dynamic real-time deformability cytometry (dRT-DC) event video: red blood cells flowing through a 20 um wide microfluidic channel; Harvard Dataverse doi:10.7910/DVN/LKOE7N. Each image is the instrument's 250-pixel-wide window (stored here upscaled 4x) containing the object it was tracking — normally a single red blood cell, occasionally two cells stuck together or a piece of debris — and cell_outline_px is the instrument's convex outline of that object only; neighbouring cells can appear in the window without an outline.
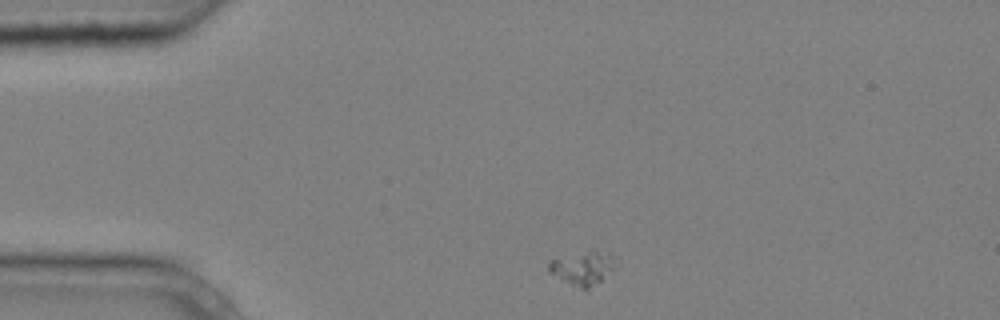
{"species": "common noctule bat (a hibernating species)", "species_latin": "Nyctalus noctula", "temperature_condition": "cold", "stored_images_in_passage": 6, "camera_frame_rate_fps": 3000, "um_per_image_px": 0.085, "animal": {"sex": "male", "body_mass_g": 20.4}, "frame": {"image": 1, "passage_image": 1, "time_ms": 0.0, "image_size_px": [1000, 320], "cell_outline_px": [[616, 268], [600, 280], [588, 288], [584, 288], [572, 284], [548, 272], [548, 260], [592, 248], [608, 252]], "centroid_in_image_um": [49.5, 22.71], "position_along_channel_um": 35.5, "area_um2": 12.95}}
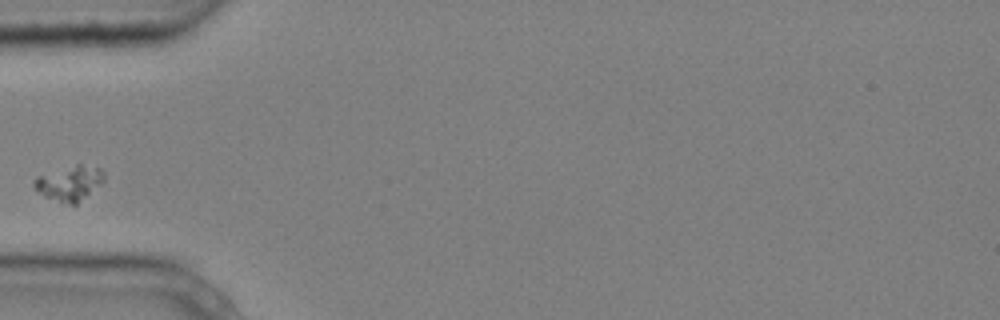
{"frame": {"image": 2, "passage_image": 3, "time_ms": 0.667, "image_size_px": [1000, 320], "cell_outline_px": [[104, 180], [100, 184], [76, 204], [72, 204], [44, 196], [32, 184], [32, 180], [36, 176], [76, 164], [80, 164], [100, 168], [104, 172]], "centroid_in_image_um": [5.9, 15.54], "position_along_channel_um": 79.1, "area_um2": 13.81}}
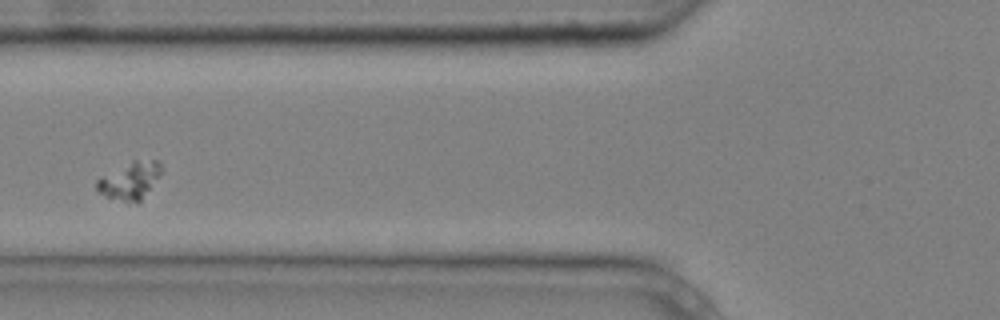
{"frame": {"image": 3, "passage_image": 4, "time_ms": 1.0, "image_size_px": [1000, 320], "cell_outline_px": [[160, 172], [140, 200], [136, 204], [108, 196], [100, 192], [96, 188], [96, 180], [100, 176], [132, 160], [160, 160]], "centroid_in_image_um": [10.99, 15.32], "position_along_channel_um": 114.8, "area_um2": 13.53}}